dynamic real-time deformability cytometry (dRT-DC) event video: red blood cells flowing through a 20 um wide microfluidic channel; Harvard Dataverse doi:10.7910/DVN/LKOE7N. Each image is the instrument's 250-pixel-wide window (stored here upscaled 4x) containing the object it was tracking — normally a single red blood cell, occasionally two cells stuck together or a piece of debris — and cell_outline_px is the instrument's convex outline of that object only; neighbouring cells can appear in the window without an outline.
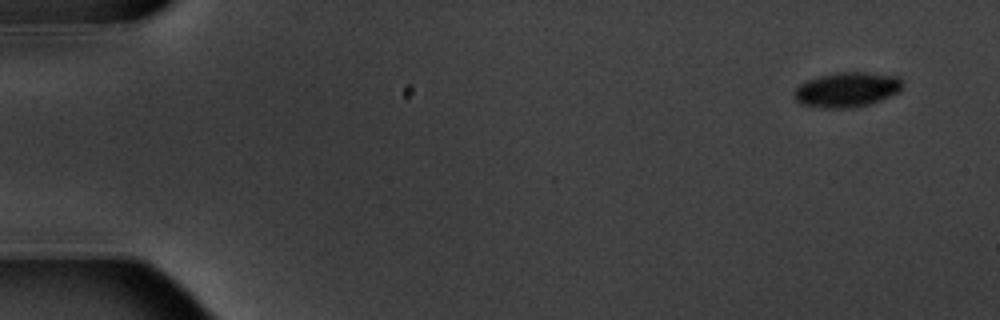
{"species": "common noctule bat (a hibernating species)", "species_latin": "Nyctalus noctula", "temperature_condition": "warm", "stored_images_in_passage": 8, "camera_frame_rate_fps": 3000, "um_per_image_px": 0.085, "animal": {"sex": "male", "body_mass_g": 20.1, "forearm_length_mm": 53.5}, "frame": {"image": 1, "passage_image": 1, "time_ms": 0.0, "image_size_px": [1000, 320], "cell_outline_px": [[904, 84], [900, 92], [880, 100], [868, 104], [852, 108], [824, 108], [800, 104], [792, 96], [792, 92], [804, 80], [820, 76], [840, 72], [864, 72], [900, 76], [904, 80]], "centroid_in_image_um": [72.0, 7.61], "position_along_channel_um": 13.0, "area_um2": 22.37}}
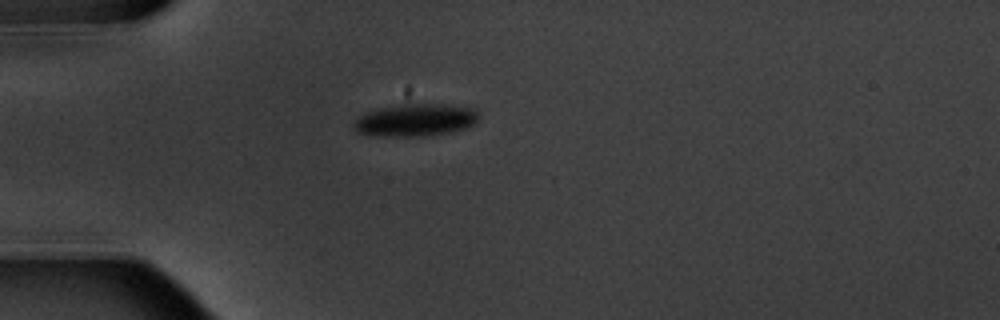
{"frame": {"image": 2, "passage_image": 4, "time_ms": 4.333, "image_size_px": [1000, 320], "cell_outline_px": [[480, 116], [472, 124], [464, 128], [452, 132], [424, 136], [388, 136], [360, 132], [352, 124], [360, 116], [368, 112], [380, 108], [412, 100], [444, 104], [472, 108]], "centroid_in_image_um": [35.35, 10.15], "position_along_channel_um": 49.6, "area_um2": 23.87}}